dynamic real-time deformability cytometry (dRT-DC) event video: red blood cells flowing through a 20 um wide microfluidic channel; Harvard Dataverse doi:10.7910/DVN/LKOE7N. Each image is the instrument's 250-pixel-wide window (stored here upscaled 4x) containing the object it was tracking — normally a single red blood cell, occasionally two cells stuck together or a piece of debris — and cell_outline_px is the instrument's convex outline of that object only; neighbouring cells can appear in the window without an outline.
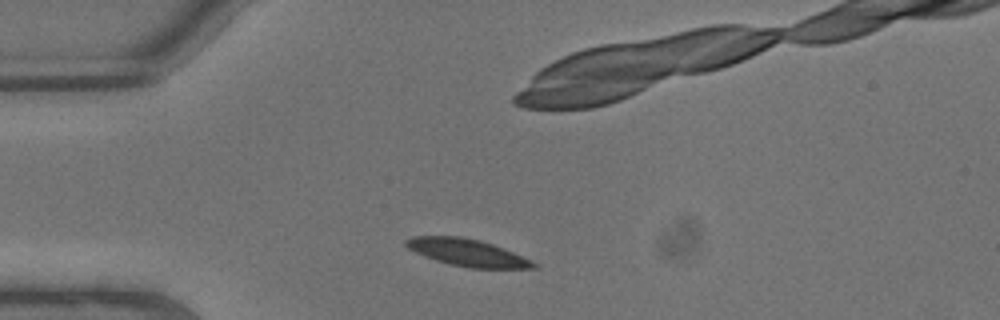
{"species": "common noctule bat (a hibernating species)", "species_latin": "Nyctalus noctula", "temperature_condition": "warm", "stored_images_in_passage": 5, "camera_frame_rate_fps": 3000, "um_per_image_px": 0.085, "animal": {"sex": "male", "body_mass_g": 13.3}, "frame": {"image": 1, "passage_image": 2, "time_ms": 0.333, "image_size_px": [1000, 320], "cell_outline_px": [[540, 268], [468, 268], [436, 260], [424, 256], [408, 248], [404, 244], [404, 240], [412, 236], [460, 236], [480, 240], [504, 248], [532, 260], [540, 264]], "centroid_in_image_um": [39.76, 21.47], "position_along_channel_um": 45.2, "area_um2": 20.23}}
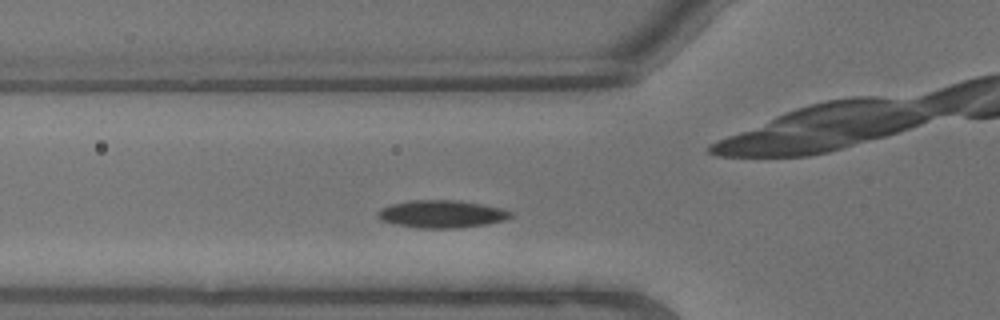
{"frame": {"image": 2, "passage_image": 4, "time_ms": 1.0, "image_size_px": [1000, 320], "cell_outline_px": [[512, 216], [504, 220], [484, 224], [460, 228], [416, 228], [396, 224], [380, 220], [376, 216], [376, 212], [380, 208], [388, 204], [412, 200], [460, 200], [500, 208], [512, 212]], "centroid_in_image_um": [37.47, 18.19], "position_along_channel_um": 88.3, "area_um2": 21.44}}